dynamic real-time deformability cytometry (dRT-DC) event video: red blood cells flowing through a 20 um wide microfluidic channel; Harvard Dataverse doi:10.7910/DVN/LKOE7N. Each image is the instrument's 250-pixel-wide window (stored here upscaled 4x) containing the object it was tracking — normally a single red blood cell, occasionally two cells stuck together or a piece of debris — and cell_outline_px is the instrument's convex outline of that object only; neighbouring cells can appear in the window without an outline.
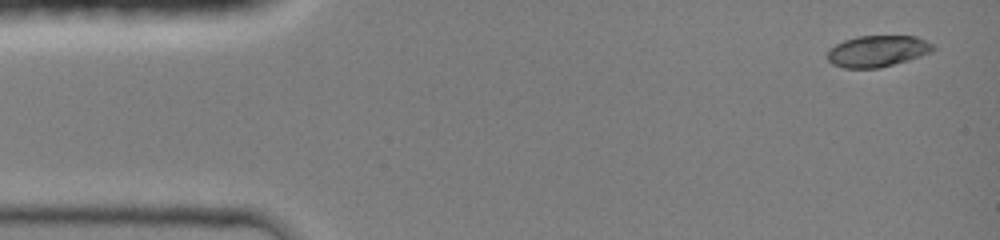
{"species": "common noctule bat (a hibernating species)", "species_latin": "Nyctalus noctula", "temperature_condition": "room temperature", "stored_images_in_passage": 4, "camera_frame_rate_fps": 3000, "um_per_image_px": 0.085, "animal": {"sex": "female", "body_mass_g": 19.0, "forearm_length_mm": 51.5}, "frame": {"image": 1, "passage_image": 1, "time_ms": 0.0, "image_size_px": [1000, 240], "cell_outline_px": [[936, 48], [932, 52], [908, 60], [880, 68], [844, 68], [832, 64], [828, 60], [828, 48], [844, 40], [856, 36], [916, 36], [932, 44]], "centroid_in_image_um": [74.57, 4.35], "position_along_channel_um": 10.4, "area_um2": 19.36}}
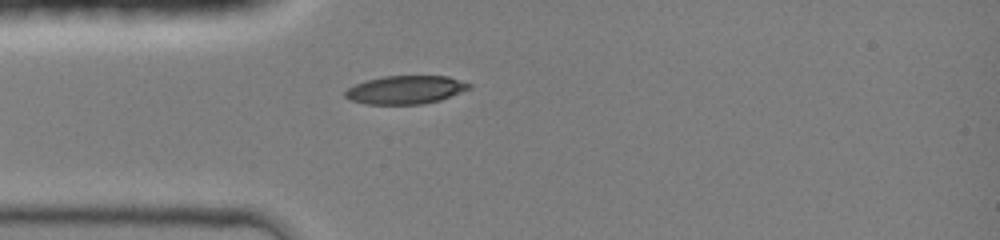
{"frame": {"image": 2, "passage_image": 4, "time_ms": 3.333, "image_size_px": [1000, 240], "cell_outline_px": [[472, 88], [440, 100], [420, 104], [364, 104], [348, 100], [344, 96], [344, 92], [348, 88], [356, 84], [368, 80], [384, 76], [448, 76], [472, 84]], "centroid_in_image_um": [34.47, 7.64], "position_along_channel_um": 50.5, "area_um2": 20.46}}